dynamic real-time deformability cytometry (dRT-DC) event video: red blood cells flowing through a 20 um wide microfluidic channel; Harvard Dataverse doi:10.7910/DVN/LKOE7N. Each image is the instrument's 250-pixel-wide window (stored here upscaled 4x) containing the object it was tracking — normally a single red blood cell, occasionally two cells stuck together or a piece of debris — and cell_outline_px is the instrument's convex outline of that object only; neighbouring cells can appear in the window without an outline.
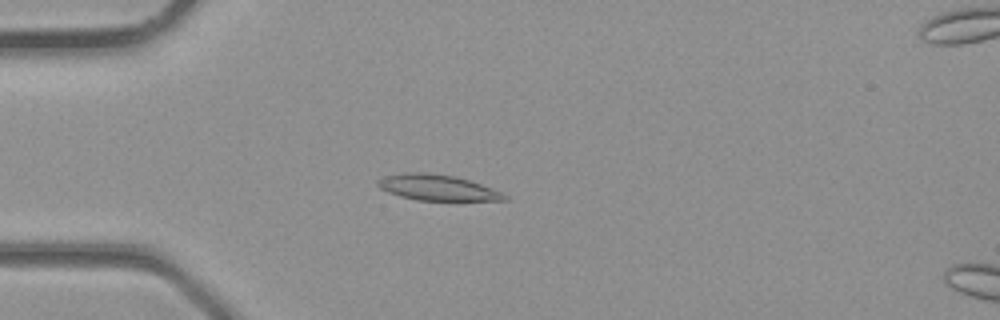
{"species": "common noctule bat (a hibernating species)", "species_latin": "Nyctalus noctula", "temperature_condition": "room temperature", "stored_images_in_passage": 4, "camera_frame_rate_fps": 3000, "um_per_image_px": 0.085, "animal": {"sex": "male", "body_mass_g": 23.1, "forearm_length_mm": 52.7}, "frame": {"image": 1, "passage_image": 3, "time_ms": 0.667, "image_size_px": [1000, 320], "cell_outline_px": [[508, 200], [416, 200], [400, 196], [388, 192], [380, 188], [376, 184], [376, 180], [384, 176], [404, 172], [428, 172], [456, 176], [492, 188], [508, 196]], "centroid_in_image_um": [37.12, 15.93], "position_along_channel_um": 47.9, "area_um2": 19.02}}